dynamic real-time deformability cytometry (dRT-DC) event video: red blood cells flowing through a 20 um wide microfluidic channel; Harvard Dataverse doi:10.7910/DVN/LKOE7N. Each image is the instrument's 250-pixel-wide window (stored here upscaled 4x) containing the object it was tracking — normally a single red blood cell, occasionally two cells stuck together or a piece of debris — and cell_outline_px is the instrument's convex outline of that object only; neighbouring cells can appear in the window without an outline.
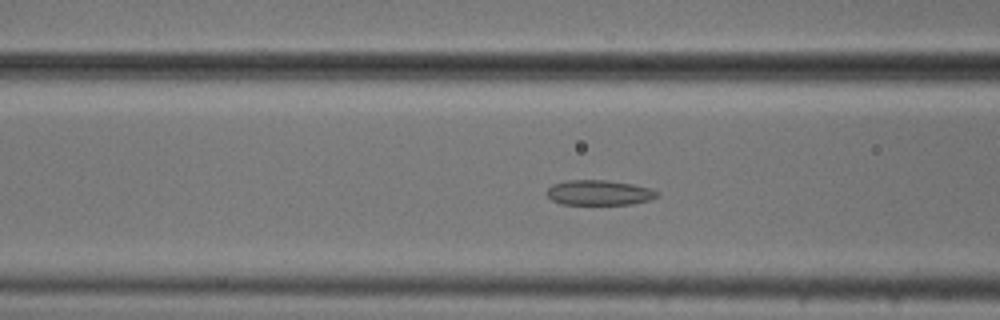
{"species": "common noctule bat (a hibernating species)", "species_latin": "Nyctalus noctula", "temperature_condition": "cold", "stored_images_in_passage": 55, "camera_frame_rate_fps": 3000, "um_per_image_px": 0.085, "animal": {"sex": "male", "body_mass_g": 20.5, "forearm_length_mm": 52.5}, "frame": {"image": 1, "passage_image": 21, "time_ms": 6.667, "image_size_px": [1000, 320], "cell_outline_px": [[660, 196], [652, 200], [632, 204], [560, 204], [552, 200], [544, 192], [552, 184], [564, 180], [608, 180], [632, 184], [652, 188], [660, 192]], "centroid_in_image_um": [50.95, 16.37], "position_along_channel_um": 115.6, "area_um2": 16.47}}
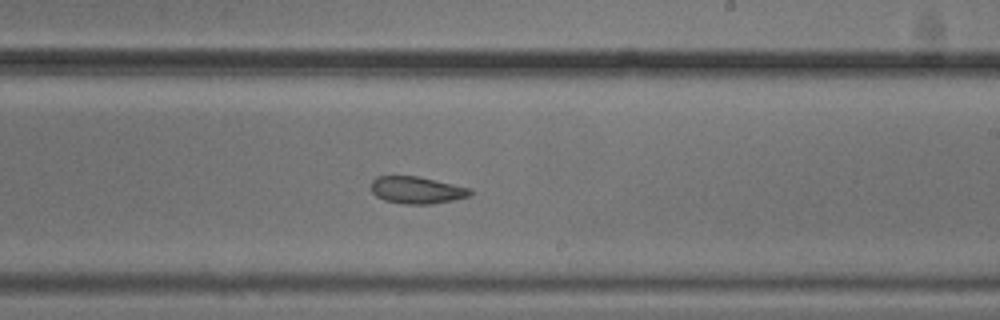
{"frame": {"image": 2, "passage_image": 32, "time_ms": 10.333, "image_size_px": [1000, 320], "cell_outline_px": [[472, 192], [468, 196], [452, 200], [432, 204], [404, 204], [384, 200], [376, 196], [372, 192], [372, 180], [376, 176], [416, 176], [472, 188]], "centroid_in_image_um": [35.42, 16.16], "position_along_channel_um": 253.6, "area_um2": 15.55}}
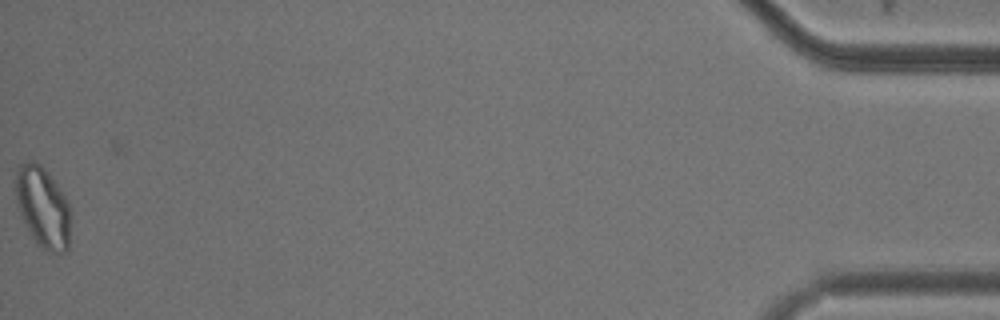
{"frame": {"image": 3, "passage_image": 54, "time_ms": 17.667, "image_size_px": [1000, 320], "cell_outline_px": [[72, 216], [68, 252], [48, 252], [36, 244], [28, 232], [24, 224], [16, 204], [16, 172], [20, 164], [24, 160], [32, 160], [40, 164], [48, 172], [68, 200], [72, 212]], "centroid_in_image_um": [3.67, 17.64], "position_along_channel_um": 431.5, "area_um2": 26.7}, "authors_computed_cell_mechanics": {"area_um2": 18.7272, "velocity_mm_per_s": 3.7657, "shape_relaxation_time_tau1_ms": null, "shape_relaxation_time_tau2_ms": 4.3709, "deformation_change_tau1": null, "deformation_change_tau2": 0.1095}}